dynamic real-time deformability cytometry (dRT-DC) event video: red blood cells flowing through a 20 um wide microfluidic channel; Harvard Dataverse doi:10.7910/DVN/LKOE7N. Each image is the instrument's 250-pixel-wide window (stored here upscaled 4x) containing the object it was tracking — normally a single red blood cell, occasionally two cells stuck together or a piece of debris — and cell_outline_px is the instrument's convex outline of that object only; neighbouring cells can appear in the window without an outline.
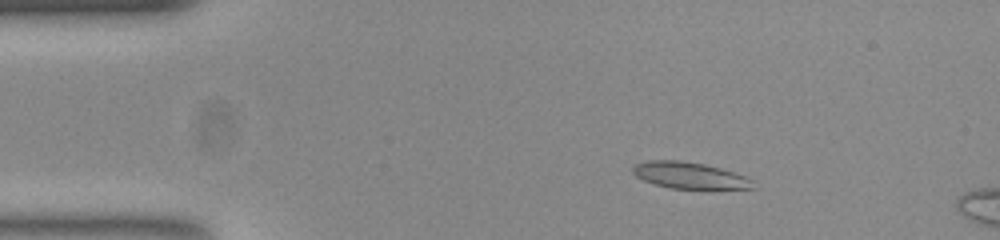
{"species": "common noctule bat (a hibernating species)", "species_latin": "Nyctalus noctula", "temperature_condition": "room temperature", "stored_images_in_passage": 8, "camera_frame_rate_fps": 3000, "um_per_image_px": 0.085, "animal": {"sex": "female", "body_mass_g": 23.0, "forearm_length_mm": 53.4}, "frame": {"image": 1, "passage_image": 3, "time_ms": 0.667, "image_size_px": [1000, 240], "cell_outline_px": [[752, 188], [672, 188], [656, 184], [644, 180], [636, 176], [632, 172], [632, 168], [636, 164], [652, 160], [676, 160], [700, 164], [732, 172], [744, 176], [748, 180]], "centroid_in_image_um": [58.48, 14.9], "position_along_channel_um": 26.5, "area_um2": 17.51}}